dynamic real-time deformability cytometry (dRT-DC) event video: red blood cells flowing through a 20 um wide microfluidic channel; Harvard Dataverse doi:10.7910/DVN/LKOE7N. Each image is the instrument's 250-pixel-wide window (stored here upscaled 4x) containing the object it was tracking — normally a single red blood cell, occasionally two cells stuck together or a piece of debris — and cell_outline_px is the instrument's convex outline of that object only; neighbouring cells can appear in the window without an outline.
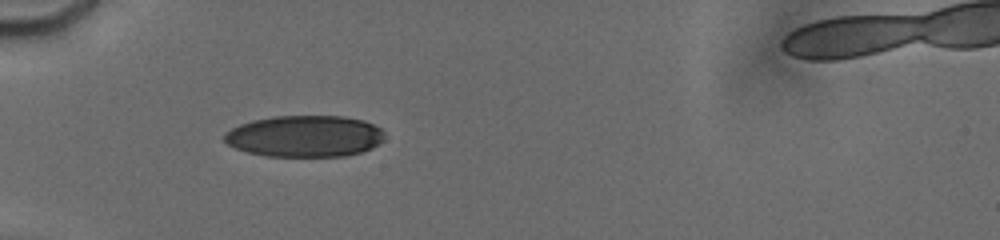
{"species": "human", "species_latin": "Homo sapiens", "temperature_condition": "cold", "stored_images_in_passage": 22, "camera_frame_rate_fps": 3000, "um_per_image_px": 0.085, "donor": {"sex": "male"}, "frame": {"image": 1, "passage_image": 1, "time_ms": 0.0, "image_size_px": [1000, 240], "cell_outline_px": [[384, 140], [380, 144], [372, 148], [360, 152], [344, 156], [264, 156], [248, 152], [236, 148], [228, 144], [224, 140], [224, 132], [240, 124], [252, 120], [276, 116], [344, 116], [364, 120], [380, 128], [384, 132]], "centroid_in_image_um": [25.92, 11.57], "position_along_channel_um": 59.1, "area_um2": 38.9}}
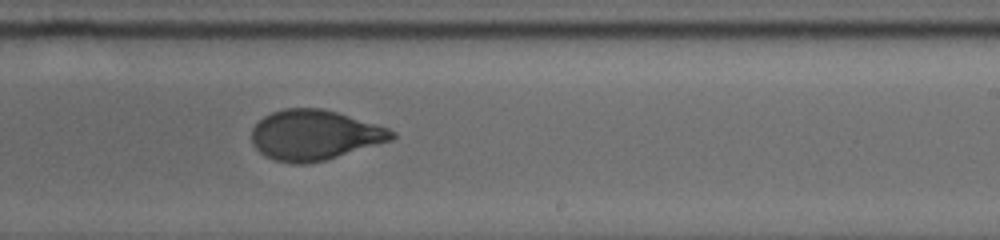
{"frame": {"image": 2, "passage_image": 11, "time_ms": 5.667, "image_size_px": [1000, 240], "cell_outline_px": [[396, 136], [392, 140], [324, 160], [308, 164], [292, 164], [276, 160], [260, 152], [252, 144], [252, 128], [264, 116], [272, 112], [284, 108], [324, 108], [376, 124], [388, 128], [396, 132]], "centroid_in_image_um": [26.73, 11.47], "position_along_channel_um": 262.3, "area_um2": 40.75}}
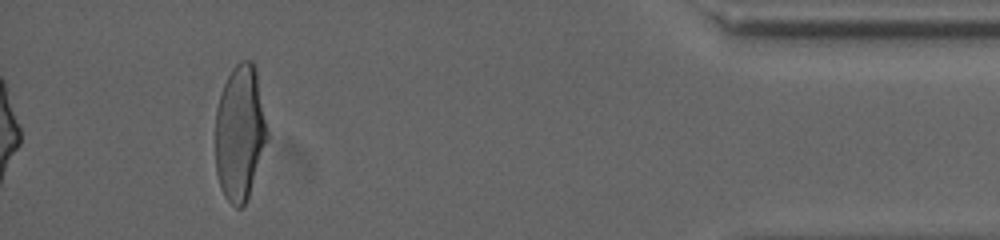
{"frame": {"image": 3, "passage_image": 22, "time_ms": 11.0, "image_size_px": [1000, 240], "cell_outline_px": [[268, 136], [248, 196], [244, 204], [240, 208], [236, 208], [224, 196], [216, 172], [216, 108], [224, 84], [232, 68], [240, 60], [252, 60], [256, 68], [268, 132]], "centroid_in_image_um": [20.38, 11.25], "position_along_channel_um": 414.8, "area_um2": 40.52}, "authors_computed_cell_mechanics": {"area_um2": 40.8357, "velocity_mm_per_s": 3.8068, "shape_relaxation_time_tau1_ms": 3.9297, "shape_relaxation_time_tau2_ms": 0.8352, "deformation_change_tau1": 0.1736, "deformation_change_tau2": 0.0566}}